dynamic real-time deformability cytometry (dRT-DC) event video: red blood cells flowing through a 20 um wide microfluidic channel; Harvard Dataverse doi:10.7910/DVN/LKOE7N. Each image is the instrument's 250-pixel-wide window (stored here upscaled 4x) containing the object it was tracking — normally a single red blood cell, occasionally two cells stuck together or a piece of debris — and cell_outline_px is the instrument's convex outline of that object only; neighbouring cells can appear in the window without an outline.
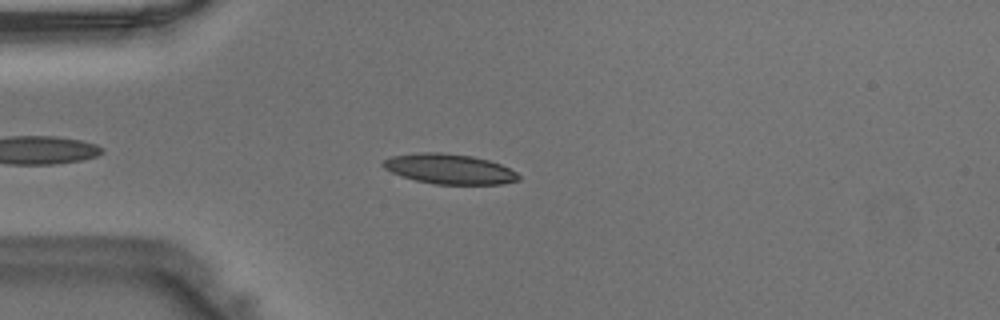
{"species": "Egyptian fruit bat (a non-hibernating species)", "species_latin": "Rousettus aegyptiacus", "temperature_condition": "warm", "stored_images_in_passage": 37, "camera_frame_rate_fps": 3000, "um_per_image_px": 0.085, "animal": {"sex": "male"}, "frame": {"image": 1, "passage_image": 5, "time_ms": 1.333, "image_size_px": [1000, 320], "cell_outline_px": [[520, 180], [504, 184], [432, 184], [400, 176], [384, 168], [380, 164], [384, 160], [392, 156], [420, 152], [440, 152], [472, 156], [488, 160], [500, 164], [516, 172], [520, 176]], "centroid_in_image_um": [38.19, 14.36], "position_along_channel_um": 46.8, "area_um2": 23.76}}
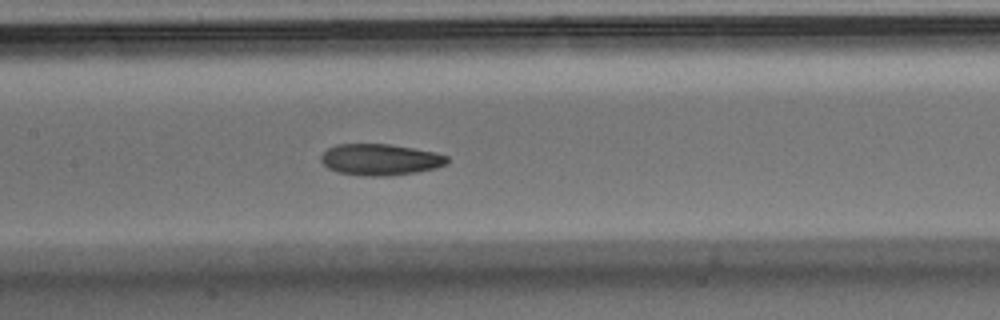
{"frame": {"image": 2, "passage_image": 15, "time_ms": 4.667, "image_size_px": [1000, 320], "cell_outline_px": [[448, 164], [436, 168], [416, 172], [388, 176], [364, 176], [336, 172], [328, 168], [320, 160], [320, 156], [328, 148], [336, 144], [392, 144], [436, 152], [448, 156]], "centroid_in_image_um": [32.33, 13.56], "position_along_channel_um": 175.1, "area_um2": 23.29}}
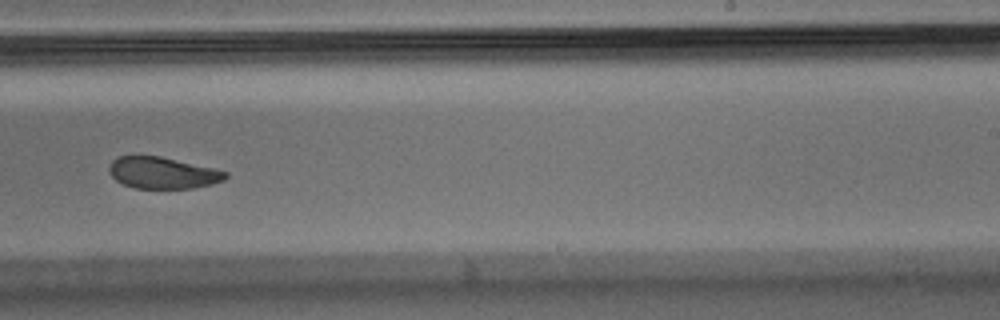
{"frame": {"image": 3, "passage_image": 22, "time_ms": 7.0, "image_size_px": [1000, 320], "cell_outline_px": [[228, 176], [224, 180], [212, 184], [192, 188], [136, 188], [124, 184], [116, 180], [108, 172], [108, 168], [112, 160], [116, 156], [160, 156], [212, 168], [228, 172]], "centroid_in_image_um": [13.8, 14.69], "position_along_channel_um": 275.2, "area_um2": 21.27}}